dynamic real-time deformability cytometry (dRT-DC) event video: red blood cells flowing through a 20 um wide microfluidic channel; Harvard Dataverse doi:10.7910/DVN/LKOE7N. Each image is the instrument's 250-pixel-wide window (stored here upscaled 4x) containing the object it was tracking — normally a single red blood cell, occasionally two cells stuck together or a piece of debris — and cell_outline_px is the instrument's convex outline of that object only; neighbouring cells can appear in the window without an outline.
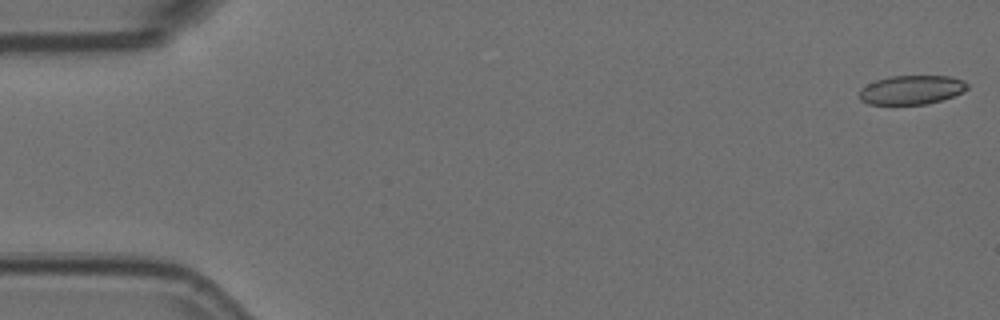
{"species": "Egyptian fruit bat (a non-hibernating species)", "species_latin": "Rousettus aegyptiacus", "temperature_condition": "room temperature", "stored_images_in_passage": 5, "camera_frame_rate_fps": 3000, "um_per_image_px": 0.085, "animal": {"sex": "female"}, "frame": {"image": 1, "passage_image": 1, "time_ms": 0.0, "image_size_px": [1000, 320], "cell_outline_px": [[968, 88], [964, 92], [928, 104], [868, 104], [860, 100], [860, 88], [876, 80], [888, 76], [952, 76], [964, 80], [968, 84]], "centroid_in_image_um": [77.5, 7.63], "position_along_channel_um": 7.5, "area_um2": 18.32}}